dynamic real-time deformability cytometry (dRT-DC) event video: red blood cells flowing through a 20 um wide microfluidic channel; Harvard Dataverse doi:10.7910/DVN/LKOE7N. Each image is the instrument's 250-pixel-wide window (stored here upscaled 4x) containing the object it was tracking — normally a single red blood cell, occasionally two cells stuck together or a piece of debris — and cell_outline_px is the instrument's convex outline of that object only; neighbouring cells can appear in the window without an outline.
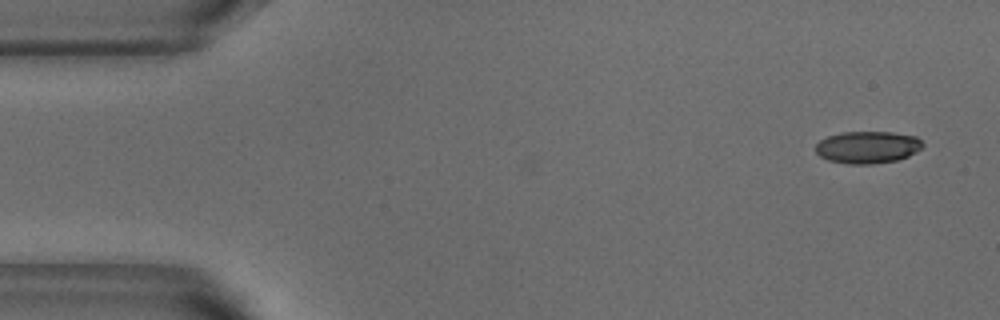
{"species": "common noctule bat (a hibernating species)", "species_latin": "Nyctalus noctula", "temperature_condition": "warm", "stored_images_in_passage": 4, "camera_frame_rate_fps": 3000, "um_per_image_px": 0.085, "animal": {"sex": "male", "body_mass_g": 18.8}, "frame": {"image": 1, "passage_image": 4, "time_ms": 1.0, "image_size_px": [1000, 320], "cell_outline_px": [[924, 144], [916, 152], [908, 156], [896, 160], [872, 164], [848, 164], [828, 160], [820, 156], [816, 152], [816, 144], [820, 140], [828, 136], [840, 132], [892, 132], [916, 136]], "centroid_in_image_um": [73.73, 12.51], "position_along_channel_um": 11.3, "area_um2": 20.06}}